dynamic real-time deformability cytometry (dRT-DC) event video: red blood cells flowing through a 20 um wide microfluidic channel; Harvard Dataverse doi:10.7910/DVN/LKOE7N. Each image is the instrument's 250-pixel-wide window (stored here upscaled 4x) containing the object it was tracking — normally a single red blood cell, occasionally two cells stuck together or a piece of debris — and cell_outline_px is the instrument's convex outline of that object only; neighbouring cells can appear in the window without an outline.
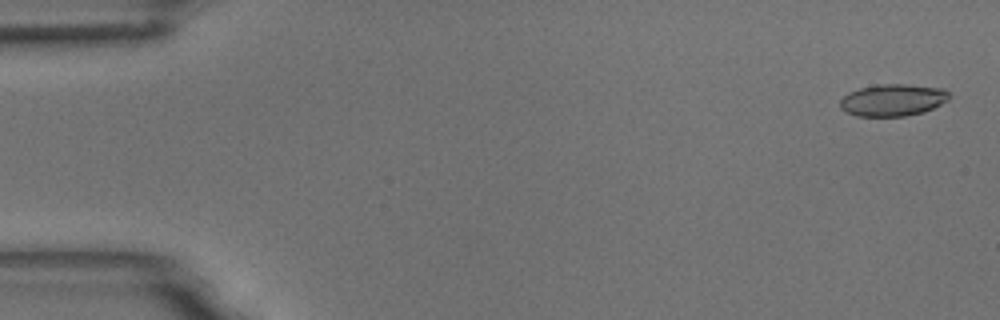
{"species": "common noctule bat (a hibernating species)", "species_latin": "Nyctalus noctula", "temperature_condition": "room temperature", "stored_images_in_passage": 17, "camera_frame_rate_fps": 3000, "um_per_image_px": 0.085, "animal": {"sex": "male", "body_mass_g": 18.8}, "frame": {"image": 1, "passage_image": 2, "time_ms": 0.333, "image_size_px": [1000, 320], "cell_outline_px": [[948, 100], [924, 112], [904, 116], [856, 116], [844, 112], [840, 108], [840, 100], [848, 92], [860, 88], [876, 84], [908, 84], [944, 88], [948, 92]], "centroid_in_image_um": [75.85, 8.5], "position_along_channel_um": 9.1, "area_um2": 20.46}}
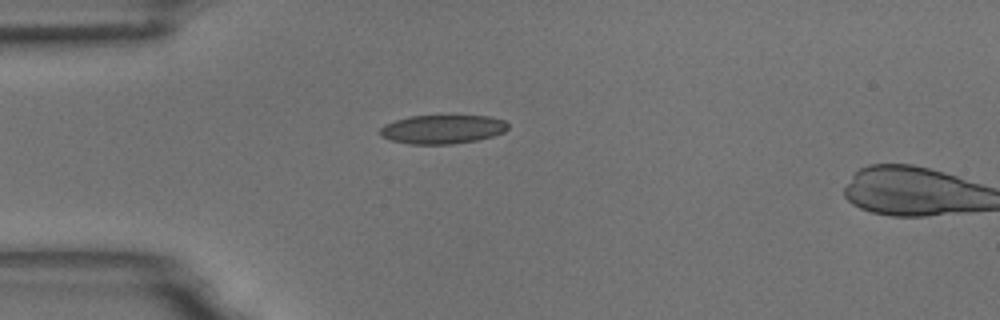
{"frame": {"image": 2, "passage_image": 15, "time_ms": 4.667, "image_size_px": [1000, 320], "cell_outline_px": [[508, 128], [504, 132], [492, 136], [476, 140], [452, 144], [408, 144], [392, 140], [380, 136], [380, 128], [384, 124], [408, 116], [488, 116], [504, 120], [508, 124]], "centroid_in_image_um": [37.59, 10.99], "position_along_channel_um": 47.4, "area_um2": 21.44}}